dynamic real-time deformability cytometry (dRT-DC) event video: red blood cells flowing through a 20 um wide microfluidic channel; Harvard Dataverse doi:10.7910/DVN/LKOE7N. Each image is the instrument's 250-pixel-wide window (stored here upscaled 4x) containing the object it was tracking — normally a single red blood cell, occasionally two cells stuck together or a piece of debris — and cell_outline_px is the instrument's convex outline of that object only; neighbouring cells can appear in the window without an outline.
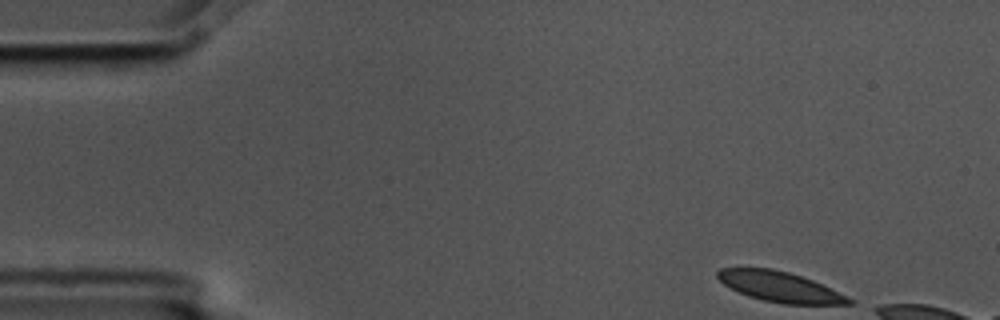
{"species": "common noctule bat (a hibernating species)", "species_latin": "Nyctalus noctula", "temperature_condition": "cold", "stored_images_in_passage": 5, "camera_frame_rate_fps": 3000, "um_per_image_px": 0.085, "animal": {"sex": "male", "body_mass_g": 17.5, "forearm_length_mm": 52.3}, "frame": {"image": 1, "passage_image": 1, "time_ms": 0.0, "image_size_px": [1000, 320], "cell_outline_px": [[856, 304], [784, 304], [764, 300], [748, 296], [724, 284], [716, 276], [716, 272], [720, 268], [772, 268], [788, 272], [812, 280], [848, 296], [856, 300]], "centroid_in_image_um": [66.33, 24.38], "position_along_channel_um": 18.7, "area_um2": 23.0}}